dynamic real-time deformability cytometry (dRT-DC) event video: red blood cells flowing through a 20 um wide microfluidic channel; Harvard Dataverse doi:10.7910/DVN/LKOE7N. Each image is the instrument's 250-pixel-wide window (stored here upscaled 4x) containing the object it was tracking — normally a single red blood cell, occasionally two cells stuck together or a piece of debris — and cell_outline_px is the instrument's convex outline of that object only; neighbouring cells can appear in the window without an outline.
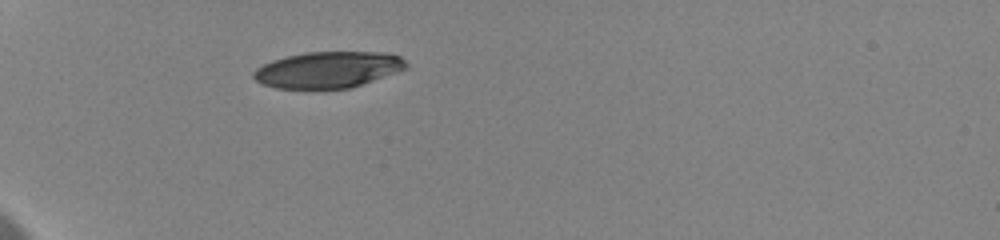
{"species": "human", "species_latin": "Homo sapiens", "temperature_condition": "cold", "stored_images_in_passage": 28, "camera_frame_rate_fps": 3000, "um_per_image_px": 0.085, "donor": {"sex": "female"}, "frame": {"image": 1, "passage_image": 1, "time_ms": 0.0, "image_size_px": [1000, 240], "cell_outline_px": [[408, 68], [352, 88], [276, 88], [264, 84], [256, 80], [252, 76], [252, 72], [256, 68], [272, 60], [304, 52], [384, 52], [400, 56], [408, 64]], "centroid_in_image_um": [27.9, 5.92], "position_along_channel_um": 57.1, "area_um2": 32.19}}